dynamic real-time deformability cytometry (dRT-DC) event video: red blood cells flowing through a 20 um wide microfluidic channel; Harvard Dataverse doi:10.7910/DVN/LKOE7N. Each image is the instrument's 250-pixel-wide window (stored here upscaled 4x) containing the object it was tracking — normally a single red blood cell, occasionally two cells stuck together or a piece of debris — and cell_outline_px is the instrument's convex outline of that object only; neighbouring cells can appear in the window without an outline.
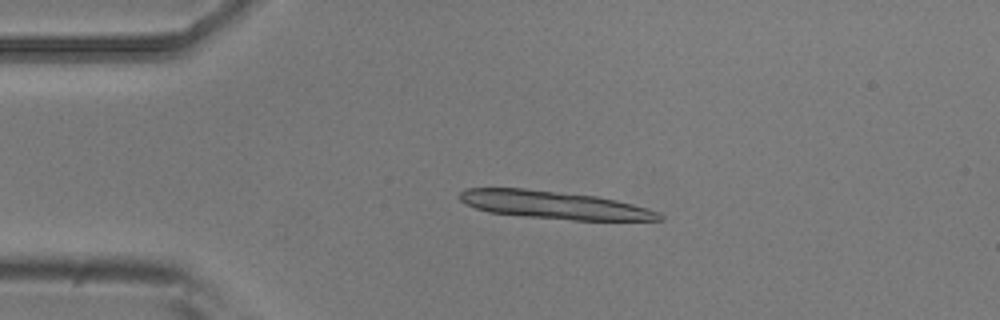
{"species": "common noctule bat (a hibernating species)", "species_latin": "Nyctalus noctula", "temperature_condition": "room temperature", "stored_images_in_passage": 5, "camera_frame_rate_fps": 3000, "um_per_image_px": 0.085, "animal": {"sex": "male", "body_mass_g": 20.5, "forearm_length_mm": 52.5}, "frame": {"image": 1, "passage_image": 4, "time_ms": 1.0, "image_size_px": [1000, 320], "cell_outline_px": [[664, 220], [572, 220], [524, 216], [488, 212], [464, 204], [456, 196], [464, 188], [524, 188], [596, 196], [616, 200], [632, 204], [656, 212], [664, 216]], "centroid_in_image_um": [47.01, 17.42], "position_along_channel_um": 38.0, "area_um2": 32.25}}
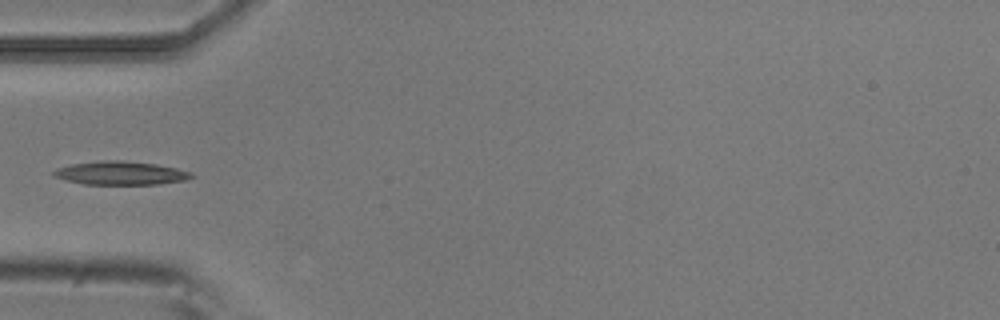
{"frame": {"image": 2, "passage_image": 5, "time_ms": 1.333, "image_size_px": [1000, 320], "cell_outline_px": [[196, 176], [184, 180], [160, 184], [84, 184], [52, 176], [52, 172], [56, 168], [72, 164], [100, 160], [120, 160], [156, 164], [176, 168], [192, 172]], "centroid_in_image_um": [10.26, 14.7], "position_along_channel_um": 74.7, "area_um2": 18.84}}